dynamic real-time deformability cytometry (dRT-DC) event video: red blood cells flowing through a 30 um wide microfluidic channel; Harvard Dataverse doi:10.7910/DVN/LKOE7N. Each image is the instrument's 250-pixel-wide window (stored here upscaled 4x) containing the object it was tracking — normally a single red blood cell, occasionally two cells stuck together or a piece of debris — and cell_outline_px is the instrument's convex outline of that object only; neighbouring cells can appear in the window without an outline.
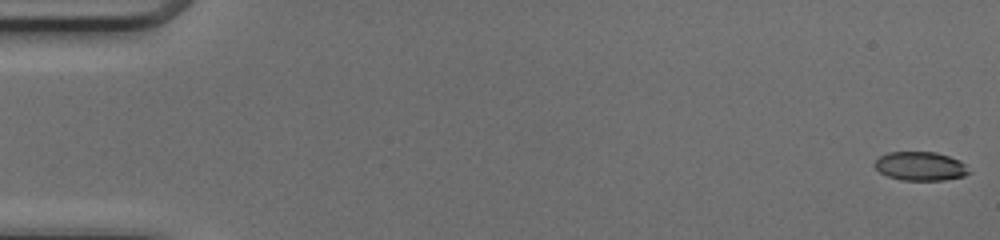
{"species": "common noctule bat (a hibernating species)", "species_latin": "Nyctalus noctula", "temperature_condition": "cold", "stored_images_in_passage": 50, "camera_frame_rate_fps": 3000, "um_per_image_px": 0.085, "animal": {"sex": "female", "body_mass_g": 17.0, "forearm_length_mm": 48.0}, "frame": {"image": 1, "passage_image": 1, "time_ms": 0.0, "image_size_px": [1000, 240], "cell_outline_px": [[972, 172], [964, 176], [944, 180], [900, 180], [888, 176], [880, 172], [872, 164], [880, 156], [888, 152], [936, 152], [960, 160]], "centroid_in_image_um": [78.24, 14.13], "position_along_channel_um": 6.8, "area_um2": 15.9}}
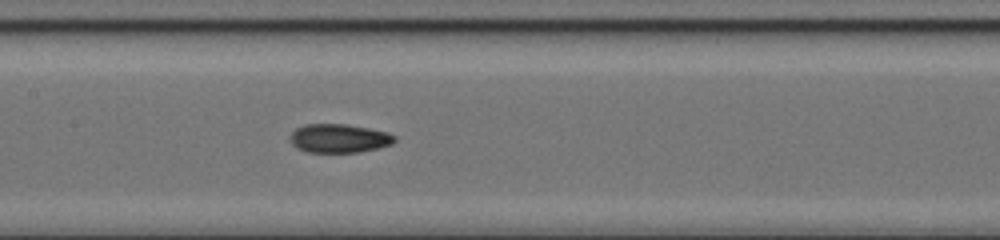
{"frame": {"image": 2, "passage_image": 25, "time_ms": 8.0, "image_size_px": [1000, 240], "cell_outline_px": [[396, 140], [392, 144], [380, 148], [360, 152], [308, 152], [296, 148], [292, 144], [288, 136], [296, 128], [304, 124], [344, 124], [368, 128], [388, 132], [396, 136]], "centroid_in_image_um": [28.82, 11.76], "position_along_channel_um": 178.6, "area_um2": 17.69}}
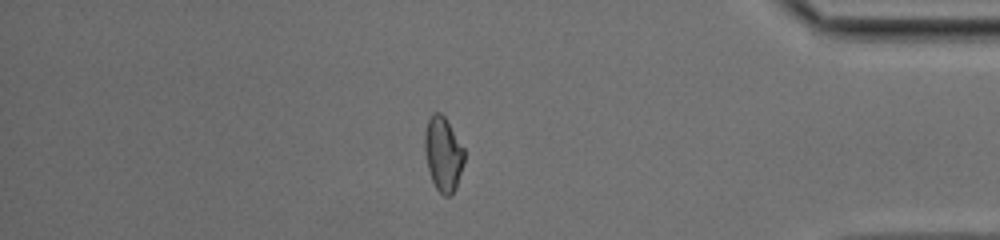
{"frame": {"image": 3, "passage_image": 43, "time_ms": 14.0, "image_size_px": [1000, 240], "cell_outline_px": [[464, 164], [456, 188], [452, 196], [444, 196], [436, 188], [432, 180], [428, 168], [424, 152], [424, 132], [428, 120], [432, 112], [440, 112], [444, 116], [464, 148]], "centroid_in_image_um": [37.66, 13.1], "position_along_channel_um": 397.5, "area_um2": 17.28}, "authors_computed_cell_mechanics": {"area_um2": 17.3978, "velocity_mm_per_s": 4.1983, "shape_relaxation_time_tau1_ms": null, "shape_relaxation_time_tau2_ms": 2.1945, "deformation_change_tau1": null, "deformation_change_tau2": 0.0775}}